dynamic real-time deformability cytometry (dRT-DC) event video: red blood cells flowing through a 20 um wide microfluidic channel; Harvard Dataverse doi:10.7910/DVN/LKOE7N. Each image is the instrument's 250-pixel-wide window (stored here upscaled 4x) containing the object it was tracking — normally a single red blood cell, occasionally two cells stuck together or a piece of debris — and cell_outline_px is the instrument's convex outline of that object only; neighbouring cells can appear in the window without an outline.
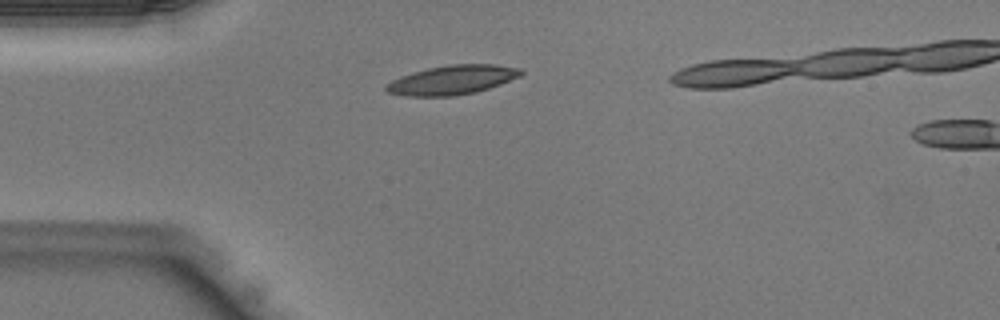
{"species": "Egyptian fruit bat (a non-hibernating species)", "species_latin": "Rousettus aegyptiacus", "temperature_condition": "warm", "stored_images_in_passage": 3, "camera_frame_rate_fps": 3000, "um_per_image_px": 0.085, "animal": {"sex": "male"}, "frame": {"image": 1, "passage_image": 1, "time_ms": 0.0, "image_size_px": [1000, 320], "cell_outline_px": [[524, 72], [520, 76], [500, 84], [476, 92], [452, 96], [404, 96], [388, 92], [384, 88], [392, 80], [400, 76], [412, 72], [428, 68], [452, 64], [496, 64], [524, 68]], "centroid_in_image_um": [38.47, 6.78], "position_along_channel_um": 46.5, "area_um2": 23.0}}